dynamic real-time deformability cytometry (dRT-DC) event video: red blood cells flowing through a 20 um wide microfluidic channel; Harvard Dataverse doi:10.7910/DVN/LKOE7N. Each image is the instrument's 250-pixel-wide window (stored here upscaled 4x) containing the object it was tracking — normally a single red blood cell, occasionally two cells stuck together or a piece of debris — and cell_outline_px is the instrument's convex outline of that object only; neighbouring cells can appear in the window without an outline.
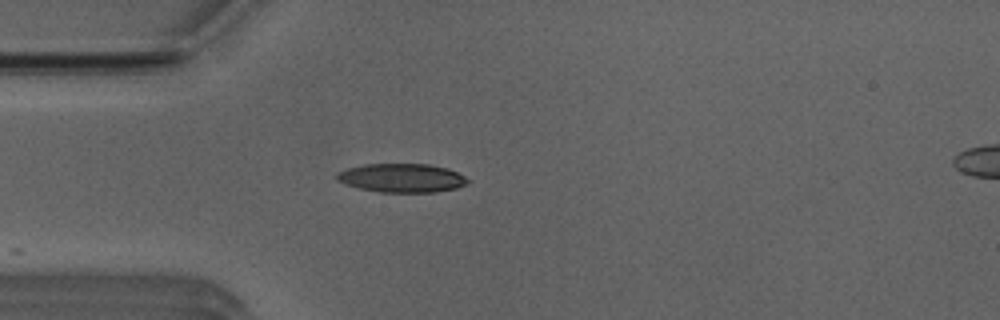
{"species": "Egyptian fruit bat (a non-hibernating species)", "species_latin": "Rousettus aegyptiacus", "temperature_condition": "room temperature", "stored_images_in_passage": 22, "camera_frame_rate_fps": 3000, "um_per_image_px": 0.085, "animal": {"sex": "male"}, "frame": {"image": 1, "passage_image": 2, "time_ms": 0.333, "image_size_px": [1000, 320], "cell_outline_px": [[468, 184], [456, 188], [436, 192], [380, 192], [360, 188], [344, 184], [336, 180], [336, 176], [340, 172], [348, 168], [364, 164], [428, 164], [448, 168], [464, 176], [468, 180]], "centroid_in_image_um": [34.16, 15.13], "position_along_channel_um": 50.8, "area_um2": 21.85}}
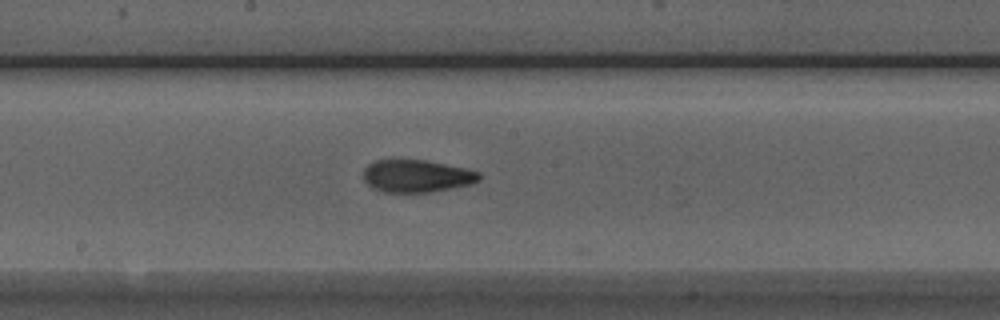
{"frame": {"image": 2, "passage_image": 15, "time_ms": 4.667, "image_size_px": [1000, 320], "cell_outline_px": [[480, 180], [472, 184], [428, 192], [384, 192], [372, 188], [364, 180], [364, 168], [368, 164], [376, 160], [428, 160], [464, 168], [480, 172]], "centroid_in_image_um": [35.41, 14.96], "position_along_channel_um": 212.8, "area_um2": 21.85}}
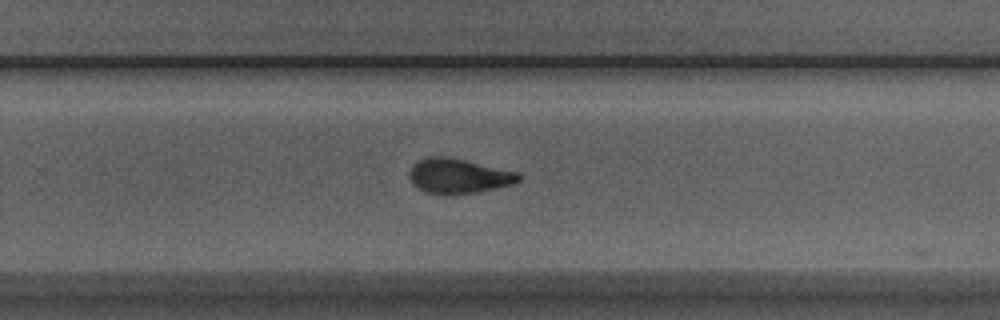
{"frame": {"image": 3, "passage_image": 21, "time_ms": 6.667, "image_size_px": [1000, 320], "cell_outline_px": [[520, 180], [512, 184], [476, 192], [428, 192], [412, 184], [408, 176], [408, 172], [412, 164], [428, 156], [448, 156], [516, 172], [520, 176]], "centroid_in_image_um": [38.92, 14.91], "position_along_channel_um": 290.9, "area_um2": 21.44}}